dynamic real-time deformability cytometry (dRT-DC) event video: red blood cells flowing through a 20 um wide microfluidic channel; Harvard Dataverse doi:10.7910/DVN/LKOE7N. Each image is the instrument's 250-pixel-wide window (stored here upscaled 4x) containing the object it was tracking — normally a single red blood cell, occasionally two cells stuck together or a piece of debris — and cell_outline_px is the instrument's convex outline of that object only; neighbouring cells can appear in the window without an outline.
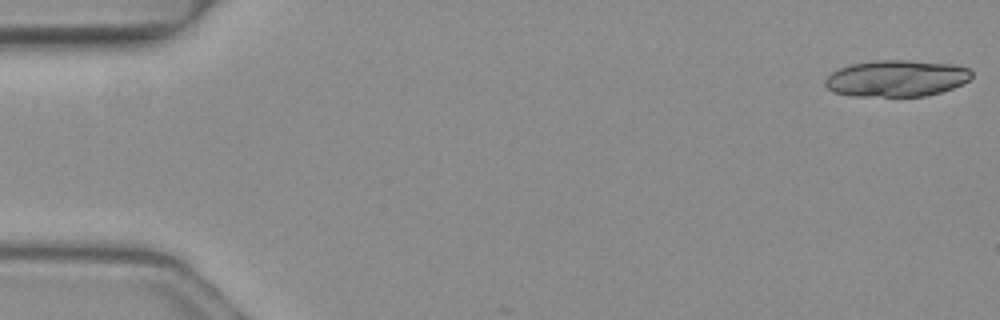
{"species": "common noctule bat (a hibernating species)", "species_latin": "Nyctalus noctula", "temperature_condition": "warm", "stored_images_in_passage": 6, "camera_frame_rate_fps": 3000, "um_per_image_px": 0.085, "animal": {"sex": "female", "body_mass_g": 19.3, "forearm_length_mm": 54.1}, "frame": {"image": 1, "passage_image": 1, "time_ms": 0.0, "image_size_px": [1000, 320], "cell_outline_px": [[972, 76], [968, 80], [952, 88], [940, 92], [924, 96], [856, 96], [832, 92], [824, 84], [824, 80], [832, 72], [840, 68], [852, 64], [876, 60], [908, 60], [952, 64], [968, 68], [972, 72]], "centroid_in_image_um": [76.18, 6.66], "position_along_channel_um": 8.8, "area_um2": 31.04}}
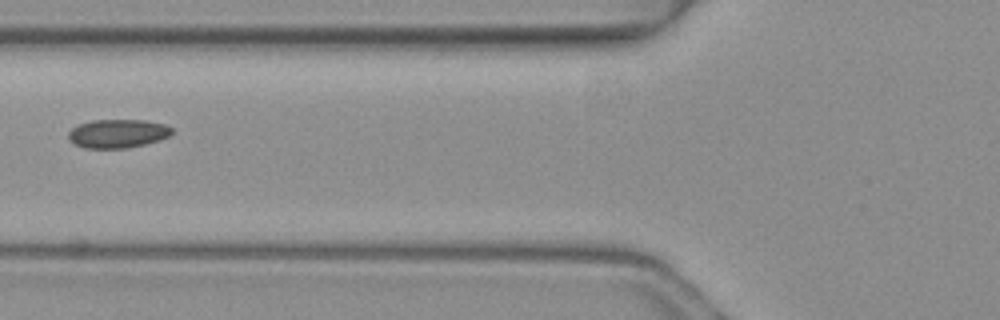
{"frame": {"image": 2, "passage_image": 5, "time_ms": 1.333, "image_size_px": [1000, 320], "cell_outline_px": [[172, 132], [168, 136], [160, 140], [144, 144], [124, 148], [84, 148], [68, 140], [68, 132], [76, 124], [92, 120], [144, 120], [164, 124], [172, 128]], "centroid_in_image_um": [9.96, 11.34], "position_along_channel_um": 115.8, "area_um2": 17.28}}
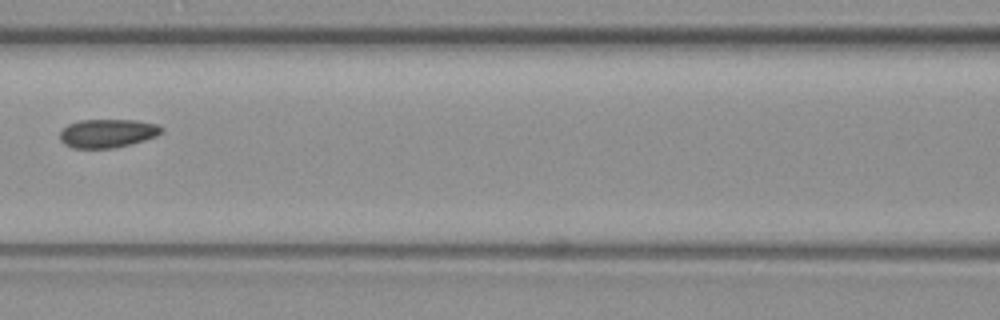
{"frame": {"image": 3, "passage_image": 6, "time_ms": 1.667, "image_size_px": [1000, 320], "cell_outline_px": [[164, 128], [156, 136], [144, 140], [112, 148], [72, 148], [64, 144], [60, 140], [60, 132], [68, 124], [80, 120], [136, 120], [160, 124]], "centroid_in_image_um": [9.13, 11.32], "position_along_channel_um": 157.5, "area_um2": 16.88}}